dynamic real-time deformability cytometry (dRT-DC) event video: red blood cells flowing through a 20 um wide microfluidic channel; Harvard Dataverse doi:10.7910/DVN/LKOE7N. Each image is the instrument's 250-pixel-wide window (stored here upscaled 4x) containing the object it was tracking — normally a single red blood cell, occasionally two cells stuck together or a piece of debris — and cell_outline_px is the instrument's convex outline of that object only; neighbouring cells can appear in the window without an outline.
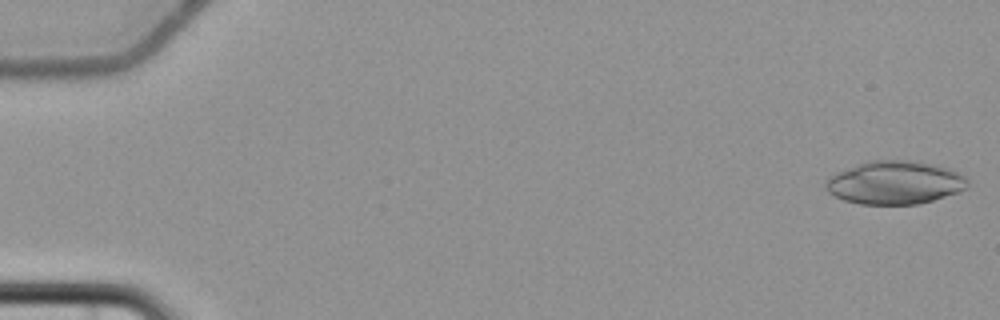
{"species": "common noctule bat (a hibernating species)", "species_latin": "Nyctalus noctula", "temperature_condition": "cold", "stored_images_in_passage": 7, "camera_frame_rate_fps": 3000, "um_per_image_px": 0.085, "animal": {"sex": "female", "body_mass_g": 22.7, "forearm_length_mm": 54.2}, "frame": {"image": 1, "passage_image": 1, "time_ms": 0.0, "image_size_px": [1000, 320], "cell_outline_px": [[968, 188], [920, 204], [860, 204], [844, 200], [828, 192], [824, 184], [836, 172], [868, 160], [908, 160], [952, 168], [964, 176], [968, 180]], "centroid_in_image_um": [76.07, 15.51], "position_along_channel_um": 8.9, "area_um2": 35.6}}